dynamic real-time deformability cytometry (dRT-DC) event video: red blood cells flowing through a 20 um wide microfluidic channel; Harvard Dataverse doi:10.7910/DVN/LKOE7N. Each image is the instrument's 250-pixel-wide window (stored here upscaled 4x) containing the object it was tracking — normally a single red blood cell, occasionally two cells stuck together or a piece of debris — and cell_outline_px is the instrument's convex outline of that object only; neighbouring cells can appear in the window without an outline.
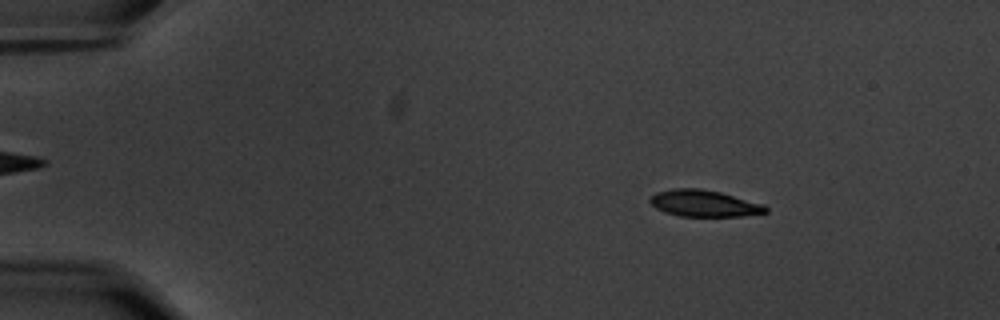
{"species": "common noctule bat (a hibernating species)", "species_latin": "Nyctalus noctula", "temperature_condition": "warm", "stored_images_in_passage": 58, "camera_frame_rate_fps": 3000, "um_per_image_px": 0.085, "animal": {"sex": "male", "body_mass_g": 20.1, "forearm_length_mm": 53.5}, "frame": {"image": 1, "passage_image": 9, "time_ms": 2.667, "image_size_px": [1000, 320], "cell_outline_px": [[768, 212], [744, 216], [680, 216], [664, 212], [656, 208], [648, 200], [656, 192], [672, 188], [700, 188], [720, 192], [764, 204], [768, 208]], "centroid_in_image_um": [59.85, 17.28], "position_along_channel_um": 25.2, "area_um2": 17.98}}
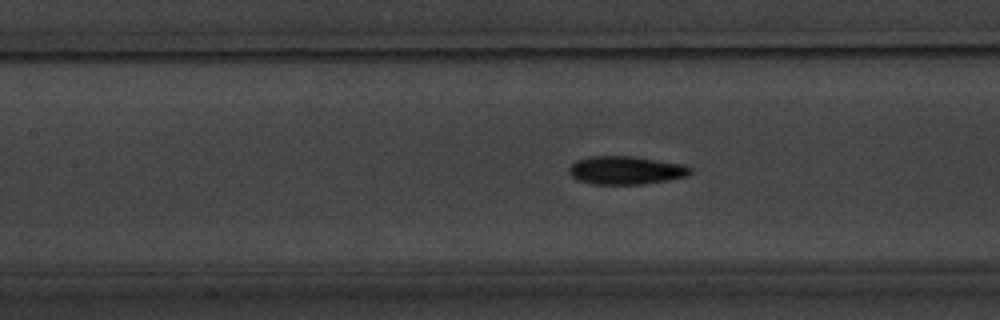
{"frame": {"image": 2, "passage_image": 27, "time_ms": 8.667, "image_size_px": [1000, 320], "cell_outline_px": [[692, 172], [688, 176], [668, 180], [640, 184], [592, 184], [576, 180], [568, 172], [568, 168], [576, 160], [588, 156], [632, 156], [680, 164], [692, 168]], "centroid_in_image_um": [53.15, 14.47], "position_along_channel_um": 154.2, "area_um2": 19.94}}
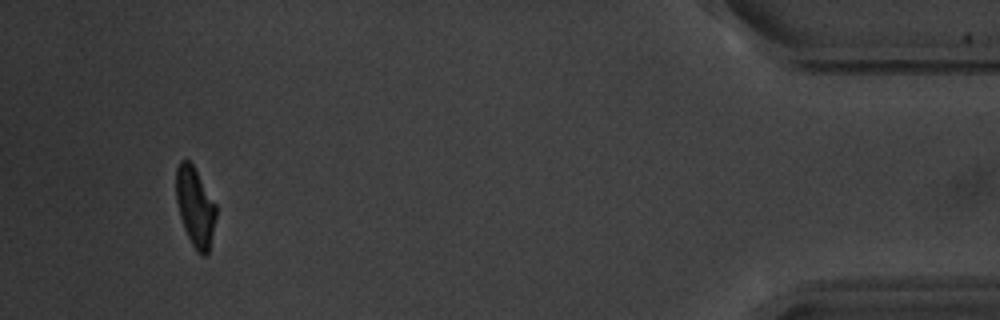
{"frame": {"image": 3, "passage_image": 55, "time_ms": 18.0, "image_size_px": [1000, 320], "cell_outline_px": [[216, 216], [208, 252], [204, 256], [196, 252], [184, 228], [180, 216], [176, 200], [176, 168], [180, 160], [188, 160], [192, 164], [216, 204]], "centroid_in_image_um": [16.58, 17.57], "position_along_channel_um": 418.6, "area_um2": 18.21}, "authors_computed_cell_mechanics": {"area_um2": 19.074, "velocity_mm_per_s": 3.5258, "shape_relaxation_time_tau1_ms": 3.133, "shape_relaxation_time_tau2_ms": 1.5524, "deformation_change_tau1": 0.1635, "deformation_change_tau2": 0.0796}}